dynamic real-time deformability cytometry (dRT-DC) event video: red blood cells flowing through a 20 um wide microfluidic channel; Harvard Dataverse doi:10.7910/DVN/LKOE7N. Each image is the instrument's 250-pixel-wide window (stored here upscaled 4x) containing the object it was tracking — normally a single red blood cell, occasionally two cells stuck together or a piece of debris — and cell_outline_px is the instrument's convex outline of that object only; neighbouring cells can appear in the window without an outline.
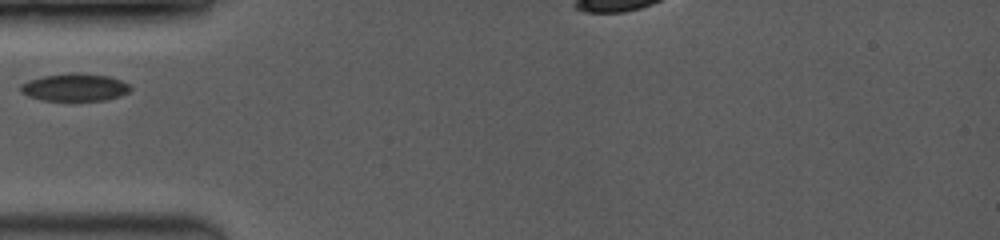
{"species": "common noctule bat (a hibernating species)", "species_latin": "Nyctalus noctula", "temperature_condition": "room temperature", "stored_images_in_passage": 5, "camera_frame_rate_fps": 3500, "um_per_image_px": 0.085, "animal": {"sex": "female", "body_mass_g": 19.0, "forearm_length_mm": 53.3}, "frame": {"image": 1, "passage_image": 1, "time_ms": 0.0, "image_size_px": [1000, 240], "cell_outline_px": [[132, 88], [128, 92], [120, 96], [104, 100], [44, 100], [28, 96], [20, 92], [20, 84], [28, 80], [44, 76], [68, 72], [80, 72], [108, 76], [120, 80], [128, 84]], "centroid_in_image_um": [6.34, 7.41], "position_along_channel_um": 78.7, "area_um2": 17.69}}
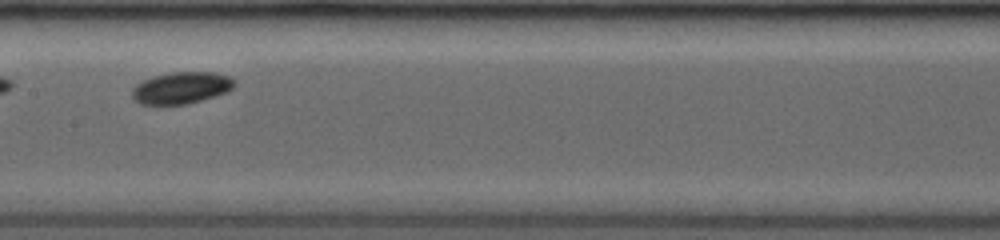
{"frame": {"image": 2, "passage_image": 4, "time_ms": 2.857, "image_size_px": [1000, 240], "cell_outline_px": [[236, 84], [228, 92], [188, 104], [140, 104], [132, 100], [132, 88], [136, 84], [152, 76], [172, 72], [212, 72], [228, 76], [236, 80]], "centroid_in_image_um": [15.41, 7.47], "position_along_channel_um": 192.0, "area_um2": 19.07}}
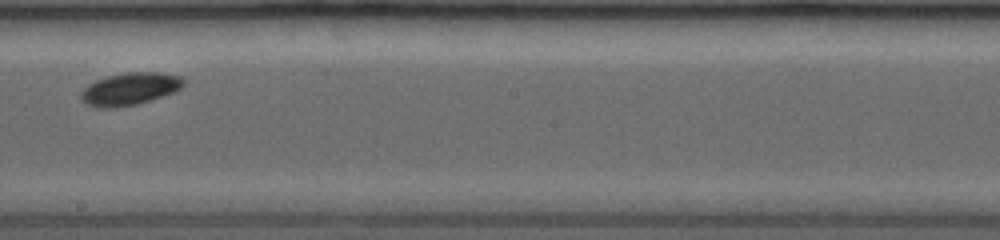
{"frame": {"image": 3, "passage_image": 5, "time_ms": 4.0, "image_size_px": [1000, 240], "cell_outline_px": [[184, 84], [180, 88], [172, 92], [136, 104], [116, 108], [96, 108], [84, 104], [80, 96], [80, 92], [88, 84], [96, 80], [108, 76], [124, 72], [160, 72], [180, 76], [184, 80]], "centroid_in_image_um": [10.97, 7.56], "position_along_channel_um": 237.2, "area_um2": 19.36}}